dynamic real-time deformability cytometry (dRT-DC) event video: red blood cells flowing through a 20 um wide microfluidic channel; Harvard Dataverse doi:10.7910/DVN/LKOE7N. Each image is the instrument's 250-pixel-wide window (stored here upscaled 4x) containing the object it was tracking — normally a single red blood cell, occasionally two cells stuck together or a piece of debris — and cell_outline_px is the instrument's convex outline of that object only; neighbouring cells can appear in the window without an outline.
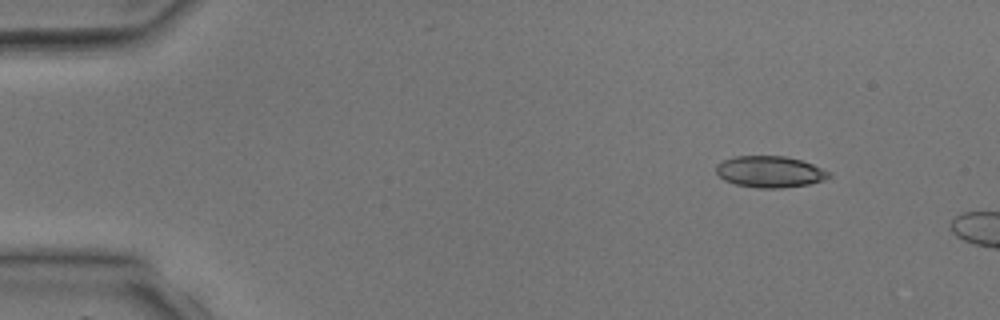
{"species": "common noctule bat (a hibernating species)", "species_latin": "Nyctalus noctula", "temperature_condition": "room temperature", "stored_images_in_passage": 3, "camera_frame_rate_fps": 3000, "um_per_image_px": 0.085, "animal": {"sex": "male", "body_mass_g": 17.9, "forearm_length_mm": 54.2}, "frame": {"image": 1, "passage_image": 2, "time_ms": 1.333, "image_size_px": [1000, 320], "cell_outline_px": [[832, 176], [824, 180], [808, 184], [780, 188], [760, 188], [736, 184], [724, 180], [716, 172], [716, 164], [724, 160], [736, 156], [784, 156], [800, 160], [812, 164], [832, 172]], "centroid_in_image_um": [65.46, 14.6], "position_along_channel_um": 19.5, "area_um2": 20.58}}